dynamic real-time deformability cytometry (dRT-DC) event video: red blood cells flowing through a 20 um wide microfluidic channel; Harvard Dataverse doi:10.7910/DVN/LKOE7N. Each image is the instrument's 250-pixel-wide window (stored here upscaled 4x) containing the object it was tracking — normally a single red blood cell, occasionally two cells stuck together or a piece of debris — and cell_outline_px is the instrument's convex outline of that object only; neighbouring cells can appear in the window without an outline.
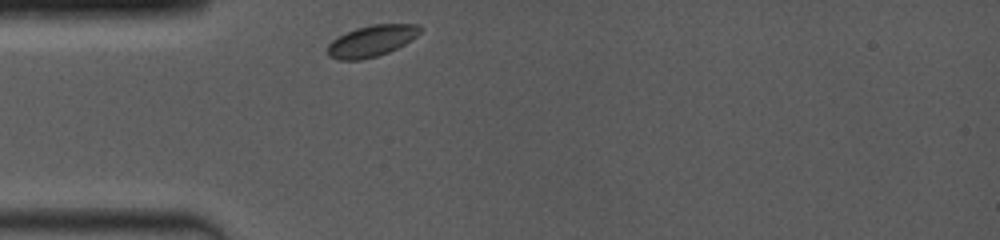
{"species": "common noctule bat (a hibernating species)", "species_latin": "Nyctalus noctula", "temperature_condition": "room temperature", "stored_images_in_passage": 26, "camera_frame_rate_fps": 4000, "um_per_image_px": 0.085, "animal": {"sex": "female", "body_mass_g": 19.0, "forearm_length_mm": 53.3}, "frame": {"image": 1, "passage_image": 1, "time_ms": 0.0, "image_size_px": [1000, 240], "cell_outline_px": [[420, 32], [416, 36], [404, 44], [388, 52], [376, 56], [360, 60], [340, 60], [328, 56], [328, 44], [332, 40], [344, 32], [356, 28], [372, 24], [416, 24], [420, 28]], "centroid_in_image_um": [31.54, 3.48], "position_along_channel_um": 53.5, "area_um2": 16.76}}
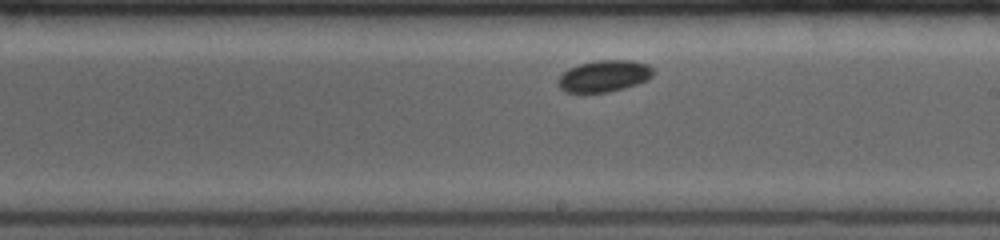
{"frame": {"image": 2, "passage_image": 15, "time_ms": 5.0, "image_size_px": [1000, 240], "cell_outline_px": [[656, 72], [648, 80], [624, 88], [608, 92], [564, 92], [556, 84], [556, 80], [568, 68], [580, 64], [596, 60], [632, 60], [648, 64]], "centroid_in_image_um": [51.35, 6.46], "position_along_channel_um": 237.6, "area_um2": 17.69}}
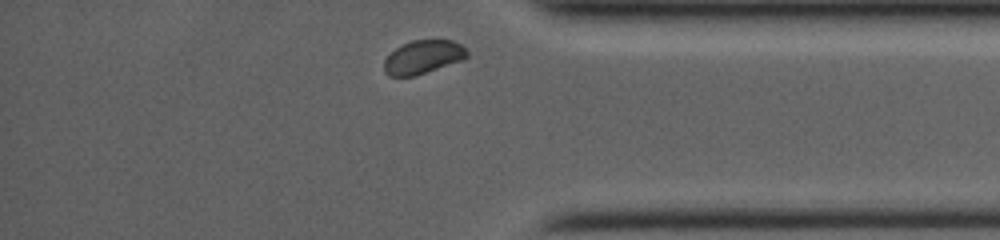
{"frame": {"image": 3, "passage_image": 26, "time_ms": 9.25, "image_size_px": [1000, 240], "cell_outline_px": [[468, 56], [464, 60], [412, 76], [388, 76], [384, 72], [384, 60], [396, 48], [412, 40], [452, 40], [460, 44], [468, 52]], "centroid_in_image_um": [35.97, 4.85], "position_along_channel_um": 399.2, "area_um2": 16.01}}